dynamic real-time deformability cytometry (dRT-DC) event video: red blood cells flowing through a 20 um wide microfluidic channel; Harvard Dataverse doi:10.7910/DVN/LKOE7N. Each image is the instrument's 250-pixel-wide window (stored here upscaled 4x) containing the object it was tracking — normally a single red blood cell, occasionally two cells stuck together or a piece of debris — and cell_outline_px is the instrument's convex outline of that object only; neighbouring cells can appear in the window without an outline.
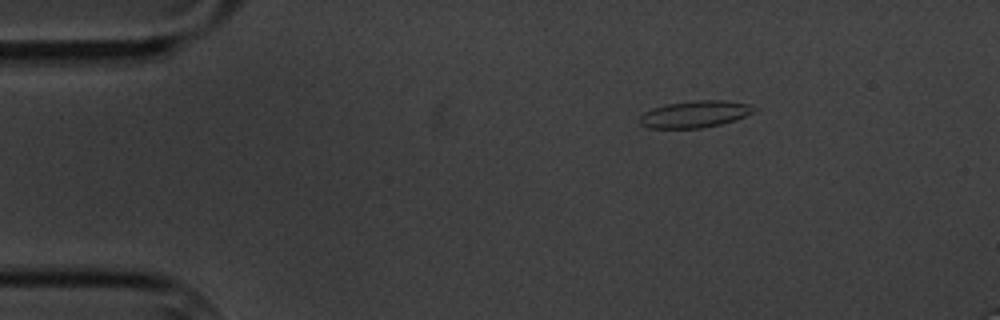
{"species": "common noctule bat (a hibernating species)", "species_latin": "Nyctalus noctula", "temperature_condition": "cold", "stored_images_in_passage": 4, "camera_frame_rate_fps": 3000, "um_per_image_px": 0.085, "animal": {"sex": "male", "body_mass_g": 20.1, "forearm_length_mm": 53.5}, "frame": {"image": 1, "passage_image": 1, "time_ms": 0.0, "image_size_px": [1000, 320], "cell_outline_px": [[756, 108], [752, 112], [736, 120], [720, 124], [700, 128], [648, 128], [640, 124], [640, 116], [644, 112], [652, 108], [668, 104], [700, 100], [724, 100], [748, 104]], "centroid_in_image_um": [59.04, 9.71], "position_along_channel_um": 26.0, "area_um2": 17.63}}